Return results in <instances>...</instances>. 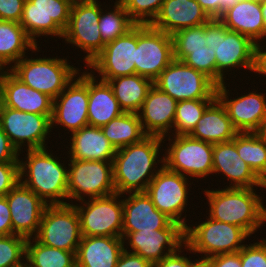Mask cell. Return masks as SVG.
Segmentation results:
<instances>
[{
	"label": "cell",
	"instance_id": "45",
	"mask_svg": "<svg viewBox=\"0 0 266 267\" xmlns=\"http://www.w3.org/2000/svg\"><path fill=\"white\" fill-rule=\"evenodd\" d=\"M19 155L18 150L12 145L9 137L0 125V164L7 162H19Z\"/></svg>",
	"mask_w": 266,
	"mask_h": 267
},
{
	"label": "cell",
	"instance_id": "2",
	"mask_svg": "<svg viewBox=\"0 0 266 267\" xmlns=\"http://www.w3.org/2000/svg\"><path fill=\"white\" fill-rule=\"evenodd\" d=\"M214 220L241 227L249 236L266 222V205L254 188H221L203 191Z\"/></svg>",
	"mask_w": 266,
	"mask_h": 267
},
{
	"label": "cell",
	"instance_id": "47",
	"mask_svg": "<svg viewBox=\"0 0 266 267\" xmlns=\"http://www.w3.org/2000/svg\"><path fill=\"white\" fill-rule=\"evenodd\" d=\"M13 235L10 209L5 196H0V236Z\"/></svg>",
	"mask_w": 266,
	"mask_h": 267
},
{
	"label": "cell",
	"instance_id": "32",
	"mask_svg": "<svg viewBox=\"0 0 266 267\" xmlns=\"http://www.w3.org/2000/svg\"><path fill=\"white\" fill-rule=\"evenodd\" d=\"M237 133L238 131L233 127L225 107L216 98L206 108L189 135L192 138L215 144L231 141Z\"/></svg>",
	"mask_w": 266,
	"mask_h": 267
},
{
	"label": "cell",
	"instance_id": "49",
	"mask_svg": "<svg viewBox=\"0 0 266 267\" xmlns=\"http://www.w3.org/2000/svg\"><path fill=\"white\" fill-rule=\"evenodd\" d=\"M207 15L212 18H219L223 11L228 8V0H196Z\"/></svg>",
	"mask_w": 266,
	"mask_h": 267
},
{
	"label": "cell",
	"instance_id": "18",
	"mask_svg": "<svg viewBox=\"0 0 266 267\" xmlns=\"http://www.w3.org/2000/svg\"><path fill=\"white\" fill-rule=\"evenodd\" d=\"M122 238L123 243H127L125 250L129 245L131 250L127 251L138 254L153 265L184 246L185 228L172 221L161 230L122 232Z\"/></svg>",
	"mask_w": 266,
	"mask_h": 267
},
{
	"label": "cell",
	"instance_id": "33",
	"mask_svg": "<svg viewBox=\"0 0 266 267\" xmlns=\"http://www.w3.org/2000/svg\"><path fill=\"white\" fill-rule=\"evenodd\" d=\"M27 49L39 52L40 46L28 37L20 23L0 20V66L9 70L11 64L26 56Z\"/></svg>",
	"mask_w": 266,
	"mask_h": 267
},
{
	"label": "cell",
	"instance_id": "37",
	"mask_svg": "<svg viewBox=\"0 0 266 267\" xmlns=\"http://www.w3.org/2000/svg\"><path fill=\"white\" fill-rule=\"evenodd\" d=\"M236 149L241 159L266 184V142L256 132H238Z\"/></svg>",
	"mask_w": 266,
	"mask_h": 267
},
{
	"label": "cell",
	"instance_id": "4",
	"mask_svg": "<svg viewBox=\"0 0 266 267\" xmlns=\"http://www.w3.org/2000/svg\"><path fill=\"white\" fill-rule=\"evenodd\" d=\"M24 56L10 71L22 83L48 95L53 100L77 76L80 68L70 65L67 58ZM76 67V68H75Z\"/></svg>",
	"mask_w": 266,
	"mask_h": 267
},
{
	"label": "cell",
	"instance_id": "51",
	"mask_svg": "<svg viewBox=\"0 0 266 267\" xmlns=\"http://www.w3.org/2000/svg\"><path fill=\"white\" fill-rule=\"evenodd\" d=\"M256 43L254 47V58H253V69L254 73L262 74L264 77L266 76V44L265 46ZM262 45V46H261Z\"/></svg>",
	"mask_w": 266,
	"mask_h": 267
},
{
	"label": "cell",
	"instance_id": "25",
	"mask_svg": "<svg viewBox=\"0 0 266 267\" xmlns=\"http://www.w3.org/2000/svg\"><path fill=\"white\" fill-rule=\"evenodd\" d=\"M178 101L153 85L139 112V120L146 135L165 137L172 135Z\"/></svg>",
	"mask_w": 266,
	"mask_h": 267
},
{
	"label": "cell",
	"instance_id": "21",
	"mask_svg": "<svg viewBox=\"0 0 266 267\" xmlns=\"http://www.w3.org/2000/svg\"><path fill=\"white\" fill-rule=\"evenodd\" d=\"M226 84L228 82L216 87V98L225 107L233 127L238 132H256L266 118V93L250 91L231 99L229 89L226 88L230 86Z\"/></svg>",
	"mask_w": 266,
	"mask_h": 267
},
{
	"label": "cell",
	"instance_id": "10",
	"mask_svg": "<svg viewBox=\"0 0 266 267\" xmlns=\"http://www.w3.org/2000/svg\"><path fill=\"white\" fill-rule=\"evenodd\" d=\"M74 0H26L20 25L38 46L36 37L63 38Z\"/></svg>",
	"mask_w": 266,
	"mask_h": 267
},
{
	"label": "cell",
	"instance_id": "1",
	"mask_svg": "<svg viewBox=\"0 0 266 267\" xmlns=\"http://www.w3.org/2000/svg\"><path fill=\"white\" fill-rule=\"evenodd\" d=\"M162 143V137L147 135L138 143L116 150L112 161L116 193L146 191L163 166V157L159 156Z\"/></svg>",
	"mask_w": 266,
	"mask_h": 267
},
{
	"label": "cell",
	"instance_id": "58",
	"mask_svg": "<svg viewBox=\"0 0 266 267\" xmlns=\"http://www.w3.org/2000/svg\"><path fill=\"white\" fill-rule=\"evenodd\" d=\"M3 70H4V69L0 66V75H1V73H2Z\"/></svg>",
	"mask_w": 266,
	"mask_h": 267
},
{
	"label": "cell",
	"instance_id": "13",
	"mask_svg": "<svg viewBox=\"0 0 266 267\" xmlns=\"http://www.w3.org/2000/svg\"><path fill=\"white\" fill-rule=\"evenodd\" d=\"M51 117L18 111L0 102V125L19 154L24 152L25 146L26 150L48 147L45 142L52 132Z\"/></svg>",
	"mask_w": 266,
	"mask_h": 267
},
{
	"label": "cell",
	"instance_id": "35",
	"mask_svg": "<svg viewBox=\"0 0 266 267\" xmlns=\"http://www.w3.org/2000/svg\"><path fill=\"white\" fill-rule=\"evenodd\" d=\"M105 137L115 150L140 142L144 133L137 113H123L101 127Z\"/></svg>",
	"mask_w": 266,
	"mask_h": 267
},
{
	"label": "cell",
	"instance_id": "6",
	"mask_svg": "<svg viewBox=\"0 0 266 267\" xmlns=\"http://www.w3.org/2000/svg\"><path fill=\"white\" fill-rule=\"evenodd\" d=\"M166 137V138H165ZM163 165L174 172L191 178H205L213 172V144L192 138L190 135H168ZM168 137V139H167ZM174 138V139H173ZM170 145V146H169Z\"/></svg>",
	"mask_w": 266,
	"mask_h": 267
},
{
	"label": "cell",
	"instance_id": "12",
	"mask_svg": "<svg viewBox=\"0 0 266 267\" xmlns=\"http://www.w3.org/2000/svg\"><path fill=\"white\" fill-rule=\"evenodd\" d=\"M41 244L77 252L82 239L80 217L73 204L48 205L34 237Z\"/></svg>",
	"mask_w": 266,
	"mask_h": 267
},
{
	"label": "cell",
	"instance_id": "16",
	"mask_svg": "<svg viewBox=\"0 0 266 267\" xmlns=\"http://www.w3.org/2000/svg\"><path fill=\"white\" fill-rule=\"evenodd\" d=\"M174 60L173 38L150 25H137L136 74L154 81Z\"/></svg>",
	"mask_w": 266,
	"mask_h": 267
},
{
	"label": "cell",
	"instance_id": "8",
	"mask_svg": "<svg viewBox=\"0 0 266 267\" xmlns=\"http://www.w3.org/2000/svg\"><path fill=\"white\" fill-rule=\"evenodd\" d=\"M68 159V204L69 199L73 204L84 200L86 196L89 199L116 193L112 162Z\"/></svg>",
	"mask_w": 266,
	"mask_h": 267
},
{
	"label": "cell",
	"instance_id": "22",
	"mask_svg": "<svg viewBox=\"0 0 266 267\" xmlns=\"http://www.w3.org/2000/svg\"><path fill=\"white\" fill-rule=\"evenodd\" d=\"M10 209L13 234L34 238L48 206L32 190L18 182L5 196Z\"/></svg>",
	"mask_w": 266,
	"mask_h": 267
},
{
	"label": "cell",
	"instance_id": "14",
	"mask_svg": "<svg viewBox=\"0 0 266 267\" xmlns=\"http://www.w3.org/2000/svg\"><path fill=\"white\" fill-rule=\"evenodd\" d=\"M174 59L204 73L216 84V57L211 46V19L172 35Z\"/></svg>",
	"mask_w": 266,
	"mask_h": 267
},
{
	"label": "cell",
	"instance_id": "57",
	"mask_svg": "<svg viewBox=\"0 0 266 267\" xmlns=\"http://www.w3.org/2000/svg\"><path fill=\"white\" fill-rule=\"evenodd\" d=\"M17 267H30V266H29L28 263L25 261L22 265L17 266Z\"/></svg>",
	"mask_w": 266,
	"mask_h": 267
},
{
	"label": "cell",
	"instance_id": "27",
	"mask_svg": "<svg viewBox=\"0 0 266 267\" xmlns=\"http://www.w3.org/2000/svg\"><path fill=\"white\" fill-rule=\"evenodd\" d=\"M210 19L196 0H165L150 26L172 36L179 30L204 25Z\"/></svg>",
	"mask_w": 266,
	"mask_h": 267
},
{
	"label": "cell",
	"instance_id": "48",
	"mask_svg": "<svg viewBox=\"0 0 266 267\" xmlns=\"http://www.w3.org/2000/svg\"><path fill=\"white\" fill-rule=\"evenodd\" d=\"M182 252V247H180L176 252L153 264V267H189V258L182 255Z\"/></svg>",
	"mask_w": 266,
	"mask_h": 267
},
{
	"label": "cell",
	"instance_id": "55",
	"mask_svg": "<svg viewBox=\"0 0 266 267\" xmlns=\"http://www.w3.org/2000/svg\"><path fill=\"white\" fill-rule=\"evenodd\" d=\"M261 12L264 18L265 37H266V0H261Z\"/></svg>",
	"mask_w": 266,
	"mask_h": 267
},
{
	"label": "cell",
	"instance_id": "38",
	"mask_svg": "<svg viewBox=\"0 0 266 267\" xmlns=\"http://www.w3.org/2000/svg\"><path fill=\"white\" fill-rule=\"evenodd\" d=\"M105 8L106 7L101 9L99 30L101 40L106 45L107 43L114 41L116 38L125 35L136 24L130 19L123 4L119 0L115 1L112 10L110 9V6L108 9L106 8V10Z\"/></svg>",
	"mask_w": 266,
	"mask_h": 267
},
{
	"label": "cell",
	"instance_id": "30",
	"mask_svg": "<svg viewBox=\"0 0 266 267\" xmlns=\"http://www.w3.org/2000/svg\"><path fill=\"white\" fill-rule=\"evenodd\" d=\"M68 158L75 160H96L112 162L116 153L115 148L105 137L101 127L84 126L71 133Z\"/></svg>",
	"mask_w": 266,
	"mask_h": 267
},
{
	"label": "cell",
	"instance_id": "5",
	"mask_svg": "<svg viewBox=\"0 0 266 267\" xmlns=\"http://www.w3.org/2000/svg\"><path fill=\"white\" fill-rule=\"evenodd\" d=\"M206 218L196 226L187 225L183 249L203 257H213L238 252L244 247L247 237H250L241 227Z\"/></svg>",
	"mask_w": 266,
	"mask_h": 267
},
{
	"label": "cell",
	"instance_id": "28",
	"mask_svg": "<svg viewBox=\"0 0 266 267\" xmlns=\"http://www.w3.org/2000/svg\"><path fill=\"white\" fill-rule=\"evenodd\" d=\"M218 19L228 30L248 36L254 43L265 42L261 0L236 1Z\"/></svg>",
	"mask_w": 266,
	"mask_h": 267
},
{
	"label": "cell",
	"instance_id": "20",
	"mask_svg": "<svg viewBox=\"0 0 266 267\" xmlns=\"http://www.w3.org/2000/svg\"><path fill=\"white\" fill-rule=\"evenodd\" d=\"M255 44L248 36L228 30L219 20V45L215 51L217 86L229 80L225 73H232L233 69L244 68L252 73Z\"/></svg>",
	"mask_w": 266,
	"mask_h": 267
},
{
	"label": "cell",
	"instance_id": "53",
	"mask_svg": "<svg viewBox=\"0 0 266 267\" xmlns=\"http://www.w3.org/2000/svg\"><path fill=\"white\" fill-rule=\"evenodd\" d=\"M190 258L189 256V267H212L210 257L201 256L198 259L196 258L195 261Z\"/></svg>",
	"mask_w": 266,
	"mask_h": 267
},
{
	"label": "cell",
	"instance_id": "9",
	"mask_svg": "<svg viewBox=\"0 0 266 267\" xmlns=\"http://www.w3.org/2000/svg\"><path fill=\"white\" fill-rule=\"evenodd\" d=\"M114 193L73 204L80 217L82 236L122 237L123 199Z\"/></svg>",
	"mask_w": 266,
	"mask_h": 267
},
{
	"label": "cell",
	"instance_id": "40",
	"mask_svg": "<svg viewBox=\"0 0 266 267\" xmlns=\"http://www.w3.org/2000/svg\"><path fill=\"white\" fill-rule=\"evenodd\" d=\"M26 242L27 238L17 234L0 236V267L22 265L26 260Z\"/></svg>",
	"mask_w": 266,
	"mask_h": 267
},
{
	"label": "cell",
	"instance_id": "43",
	"mask_svg": "<svg viewBox=\"0 0 266 267\" xmlns=\"http://www.w3.org/2000/svg\"><path fill=\"white\" fill-rule=\"evenodd\" d=\"M20 182L19 162H7L0 164V196L7 193Z\"/></svg>",
	"mask_w": 266,
	"mask_h": 267
},
{
	"label": "cell",
	"instance_id": "34",
	"mask_svg": "<svg viewBox=\"0 0 266 267\" xmlns=\"http://www.w3.org/2000/svg\"><path fill=\"white\" fill-rule=\"evenodd\" d=\"M107 82L125 113H138L153 86L151 79L138 74L120 76Z\"/></svg>",
	"mask_w": 266,
	"mask_h": 267
},
{
	"label": "cell",
	"instance_id": "15",
	"mask_svg": "<svg viewBox=\"0 0 266 267\" xmlns=\"http://www.w3.org/2000/svg\"><path fill=\"white\" fill-rule=\"evenodd\" d=\"M189 182L186 176L163 165L145 191L156 209L184 228L187 227V222L182 215L187 211Z\"/></svg>",
	"mask_w": 266,
	"mask_h": 267
},
{
	"label": "cell",
	"instance_id": "42",
	"mask_svg": "<svg viewBox=\"0 0 266 267\" xmlns=\"http://www.w3.org/2000/svg\"><path fill=\"white\" fill-rule=\"evenodd\" d=\"M260 240L239 250L242 267H266V239Z\"/></svg>",
	"mask_w": 266,
	"mask_h": 267
},
{
	"label": "cell",
	"instance_id": "46",
	"mask_svg": "<svg viewBox=\"0 0 266 267\" xmlns=\"http://www.w3.org/2000/svg\"><path fill=\"white\" fill-rule=\"evenodd\" d=\"M116 267H153V265L138 254L123 250Z\"/></svg>",
	"mask_w": 266,
	"mask_h": 267
},
{
	"label": "cell",
	"instance_id": "26",
	"mask_svg": "<svg viewBox=\"0 0 266 267\" xmlns=\"http://www.w3.org/2000/svg\"><path fill=\"white\" fill-rule=\"evenodd\" d=\"M128 194V196H127ZM122 232L165 229L172 220L156 209L146 192L124 194Z\"/></svg>",
	"mask_w": 266,
	"mask_h": 267
},
{
	"label": "cell",
	"instance_id": "50",
	"mask_svg": "<svg viewBox=\"0 0 266 267\" xmlns=\"http://www.w3.org/2000/svg\"><path fill=\"white\" fill-rule=\"evenodd\" d=\"M210 259L212 267H242L239 251L216 255Z\"/></svg>",
	"mask_w": 266,
	"mask_h": 267
},
{
	"label": "cell",
	"instance_id": "19",
	"mask_svg": "<svg viewBox=\"0 0 266 267\" xmlns=\"http://www.w3.org/2000/svg\"><path fill=\"white\" fill-rule=\"evenodd\" d=\"M137 25L125 35L104 45L103 50L88 64L103 81L136 74Z\"/></svg>",
	"mask_w": 266,
	"mask_h": 267
},
{
	"label": "cell",
	"instance_id": "3",
	"mask_svg": "<svg viewBox=\"0 0 266 267\" xmlns=\"http://www.w3.org/2000/svg\"><path fill=\"white\" fill-rule=\"evenodd\" d=\"M25 159H19L20 182L32 190L47 205H65L68 199V168L61 157L46 148L25 150ZM67 168V169H66Z\"/></svg>",
	"mask_w": 266,
	"mask_h": 267
},
{
	"label": "cell",
	"instance_id": "41",
	"mask_svg": "<svg viewBox=\"0 0 266 267\" xmlns=\"http://www.w3.org/2000/svg\"><path fill=\"white\" fill-rule=\"evenodd\" d=\"M136 25H150L165 0H119Z\"/></svg>",
	"mask_w": 266,
	"mask_h": 267
},
{
	"label": "cell",
	"instance_id": "52",
	"mask_svg": "<svg viewBox=\"0 0 266 267\" xmlns=\"http://www.w3.org/2000/svg\"><path fill=\"white\" fill-rule=\"evenodd\" d=\"M219 45V19H211V46L213 51H218Z\"/></svg>",
	"mask_w": 266,
	"mask_h": 267
},
{
	"label": "cell",
	"instance_id": "39",
	"mask_svg": "<svg viewBox=\"0 0 266 267\" xmlns=\"http://www.w3.org/2000/svg\"><path fill=\"white\" fill-rule=\"evenodd\" d=\"M215 99L178 101L173 124V135H189L196 127L206 108Z\"/></svg>",
	"mask_w": 266,
	"mask_h": 267
},
{
	"label": "cell",
	"instance_id": "24",
	"mask_svg": "<svg viewBox=\"0 0 266 267\" xmlns=\"http://www.w3.org/2000/svg\"><path fill=\"white\" fill-rule=\"evenodd\" d=\"M0 102L8 108L39 115H52L53 99L30 88L8 69L0 75Z\"/></svg>",
	"mask_w": 266,
	"mask_h": 267
},
{
	"label": "cell",
	"instance_id": "7",
	"mask_svg": "<svg viewBox=\"0 0 266 267\" xmlns=\"http://www.w3.org/2000/svg\"><path fill=\"white\" fill-rule=\"evenodd\" d=\"M97 0H74L71 5L69 24L64 31L65 43L78 47L85 52V65L103 50L99 19L102 3ZM87 64V65H86Z\"/></svg>",
	"mask_w": 266,
	"mask_h": 267
},
{
	"label": "cell",
	"instance_id": "31",
	"mask_svg": "<svg viewBox=\"0 0 266 267\" xmlns=\"http://www.w3.org/2000/svg\"><path fill=\"white\" fill-rule=\"evenodd\" d=\"M95 73L88 72V124L102 127L122 115L124 111L109 83L98 79L94 76Z\"/></svg>",
	"mask_w": 266,
	"mask_h": 267
},
{
	"label": "cell",
	"instance_id": "11",
	"mask_svg": "<svg viewBox=\"0 0 266 267\" xmlns=\"http://www.w3.org/2000/svg\"><path fill=\"white\" fill-rule=\"evenodd\" d=\"M153 85L176 101L216 99L217 85L209 77L175 59L153 81Z\"/></svg>",
	"mask_w": 266,
	"mask_h": 267
},
{
	"label": "cell",
	"instance_id": "29",
	"mask_svg": "<svg viewBox=\"0 0 266 267\" xmlns=\"http://www.w3.org/2000/svg\"><path fill=\"white\" fill-rule=\"evenodd\" d=\"M122 237L82 236L76 252V267H116L124 250Z\"/></svg>",
	"mask_w": 266,
	"mask_h": 267
},
{
	"label": "cell",
	"instance_id": "17",
	"mask_svg": "<svg viewBox=\"0 0 266 267\" xmlns=\"http://www.w3.org/2000/svg\"><path fill=\"white\" fill-rule=\"evenodd\" d=\"M85 70L84 72H79L53 100L51 128H55L54 126L57 128L60 125L64 127L65 131L73 133L89 125L88 71L86 68Z\"/></svg>",
	"mask_w": 266,
	"mask_h": 267
},
{
	"label": "cell",
	"instance_id": "23",
	"mask_svg": "<svg viewBox=\"0 0 266 267\" xmlns=\"http://www.w3.org/2000/svg\"><path fill=\"white\" fill-rule=\"evenodd\" d=\"M222 173L227 177L229 186L225 188L266 189V184L253 172L239 156L236 149V135L233 140L213 144V174Z\"/></svg>",
	"mask_w": 266,
	"mask_h": 267
},
{
	"label": "cell",
	"instance_id": "56",
	"mask_svg": "<svg viewBox=\"0 0 266 267\" xmlns=\"http://www.w3.org/2000/svg\"><path fill=\"white\" fill-rule=\"evenodd\" d=\"M236 1H241V0H228V7L232 6Z\"/></svg>",
	"mask_w": 266,
	"mask_h": 267
},
{
	"label": "cell",
	"instance_id": "36",
	"mask_svg": "<svg viewBox=\"0 0 266 267\" xmlns=\"http://www.w3.org/2000/svg\"><path fill=\"white\" fill-rule=\"evenodd\" d=\"M26 262L30 267H76V252L50 247L28 238Z\"/></svg>",
	"mask_w": 266,
	"mask_h": 267
},
{
	"label": "cell",
	"instance_id": "44",
	"mask_svg": "<svg viewBox=\"0 0 266 267\" xmlns=\"http://www.w3.org/2000/svg\"><path fill=\"white\" fill-rule=\"evenodd\" d=\"M26 0H0V20L20 23Z\"/></svg>",
	"mask_w": 266,
	"mask_h": 267
},
{
	"label": "cell",
	"instance_id": "54",
	"mask_svg": "<svg viewBox=\"0 0 266 267\" xmlns=\"http://www.w3.org/2000/svg\"><path fill=\"white\" fill-rule=\"evenodd\" d=\"M259 137L266 142V118L260 125V128L256 131Z\"/></svg>",
	"mask_w": 266,
	"mask_h": 267
}]
</instances>
